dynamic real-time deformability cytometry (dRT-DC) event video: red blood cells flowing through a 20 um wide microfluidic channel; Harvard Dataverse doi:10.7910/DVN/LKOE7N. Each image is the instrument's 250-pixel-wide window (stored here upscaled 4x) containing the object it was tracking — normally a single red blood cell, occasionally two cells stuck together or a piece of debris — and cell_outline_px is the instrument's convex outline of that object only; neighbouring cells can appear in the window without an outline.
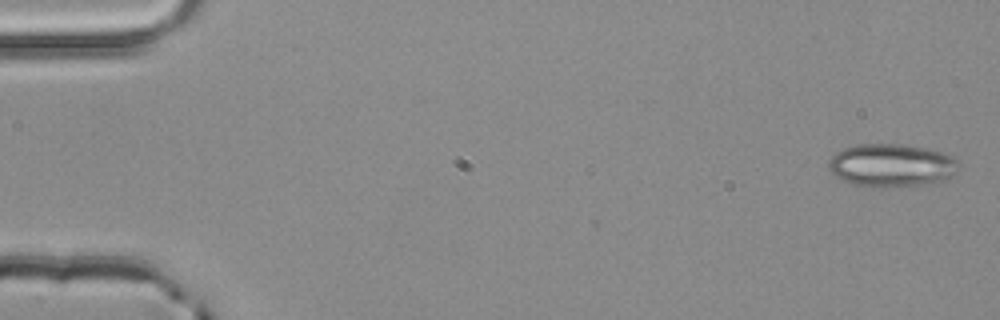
{"species": "common noctule bat (a hibernating species)", "species_latin": "Nyctalus noctula", "temperature_condition": "room temperature", "stored_images_in_passage": 5, "segment_of_instrument_passage": [1, 2], "camera_frame_rate_fps": 3000, "um_per_image_px": 0.085, "animal": {"sex": "male", "body_mass_g": 20.4}, "frame": {"image": 1, "passage_image": 1, "time_ms": 0.0, "image_size_px": [1000, 320], "cell_outline_px": [[956, 172], [944, 180], [888, 188], [872, 188], [852, 184], [836, 176], [832, 172], [828, 164], [832, 156], [840, 148], [860, 144], [900, 144], [924, 148], [940, 152], [952, 156], [956, 160]], "centroid_in_image_um": [75.71, 14.05], "position_along_channel_um": 9.3, "area_um2": 32.31}}